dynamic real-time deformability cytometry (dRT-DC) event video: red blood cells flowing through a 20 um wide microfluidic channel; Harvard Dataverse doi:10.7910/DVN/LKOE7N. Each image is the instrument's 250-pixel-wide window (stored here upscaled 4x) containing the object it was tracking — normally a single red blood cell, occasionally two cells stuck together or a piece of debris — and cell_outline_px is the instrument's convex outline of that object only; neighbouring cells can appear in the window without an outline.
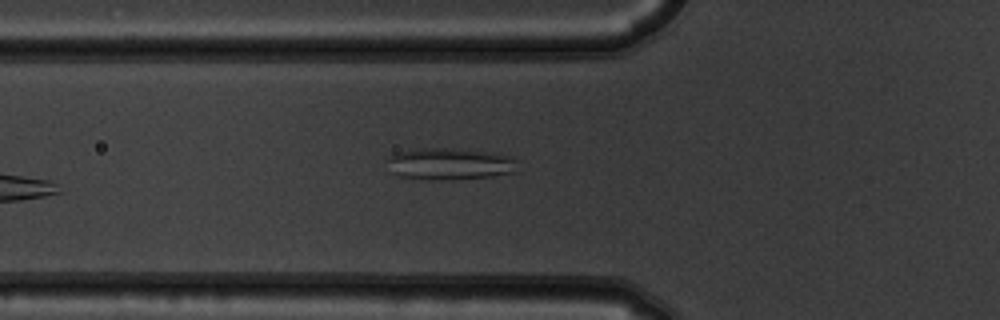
{"species": "common noctule bat (a hibernating species)", "species_latin": "Nyctalus noctula", "temperature_condition": "warm", "stored_images_in_passage": 4, "camera_frame_rate_fps": 3000, "um_per_image_px": 0.085, "animal": {"sex": "male", "body_mass_g": 19.5, "forearm_length_mm": 54.6}, "frame": {"image": 1, "passage_image": 4, "time_ms": 1.0, "image_size_px": [1000, 320], "cell_outline_px": [[516, 172], [492, 176], [452, 180], [428, 180], [400, 176], [392, 172], [388, 160], [388, 156], [396, 152], [420, 148], [468, 148], [516, 156]], "centroid_in_image_um": [38.29, 13.91], "position_along_channel_um": 87.5, "area_um2": 24.74}}